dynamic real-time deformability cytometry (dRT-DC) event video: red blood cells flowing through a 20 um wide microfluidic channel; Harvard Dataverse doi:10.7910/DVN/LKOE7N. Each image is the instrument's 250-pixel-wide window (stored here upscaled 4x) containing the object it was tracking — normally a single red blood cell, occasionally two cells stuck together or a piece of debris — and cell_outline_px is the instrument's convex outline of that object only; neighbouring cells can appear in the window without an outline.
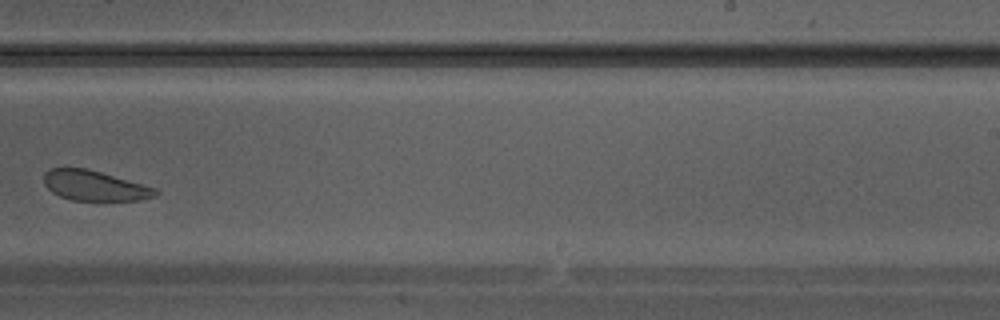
{"species": "Egyptian fruit bat (a non-hibernating species)", "species_latin": "Rousettus aegyptiacus", "temperature_condition": "warm", "stored_images_in_passage": 30, "camera_frame_rate_fps": 3000, "um_per_image_px": 0.085, "animal": {"sex": "male"}, "frame": {"image": 1, "passage_image": 18, "time_ms": 5.667, "image_size_px": [1000, 320], "cell_outline_px": [[160, 192], [156, 196], [136, 200], [72, 200], [60, 196], [52, 192], [44, 184], [44, 172], [48, 168], [84, 168], [100, 172], [156, 188]], "centroid_in_image_um": [8.01, 15.78], "position_along_channel_um": 281.0, "area_um2": 19.36}}